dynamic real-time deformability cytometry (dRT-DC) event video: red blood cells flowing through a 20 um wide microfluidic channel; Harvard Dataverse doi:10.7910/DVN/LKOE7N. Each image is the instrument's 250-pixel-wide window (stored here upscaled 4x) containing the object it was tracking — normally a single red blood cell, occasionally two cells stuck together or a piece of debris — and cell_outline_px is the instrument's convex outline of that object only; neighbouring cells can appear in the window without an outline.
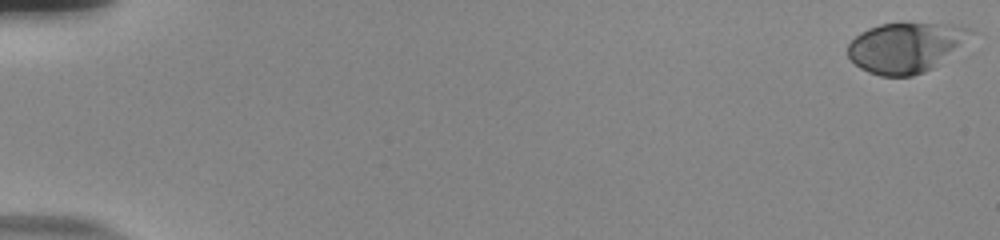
{"species": "human", "species_latin": "Homo sapiens", "temperature_condition": "room temperature", "stored_images_in_passage": 56, "camera_frame_rate_fps": 3000, "um_per_image_px": 0.085, "donor": {"sex": "male"}, "frame": {"image": 1, "passage_image": 1, "time_ms": 0.0, "image_size_px": [1000, 240], "cell_outline_px": [[972, 32], [932, 68], [924, 72], [912, 76], [880, 76], [868, 72], [860, 68], [848, 56], [848, 44], [860, 32], [868, 28], [880, 24], [952, 24], [968, 28]], "centroid_in_image_um": [76.87, 4.04], "position_along_channel_um": 8.1, "area_um2": 34.68}}
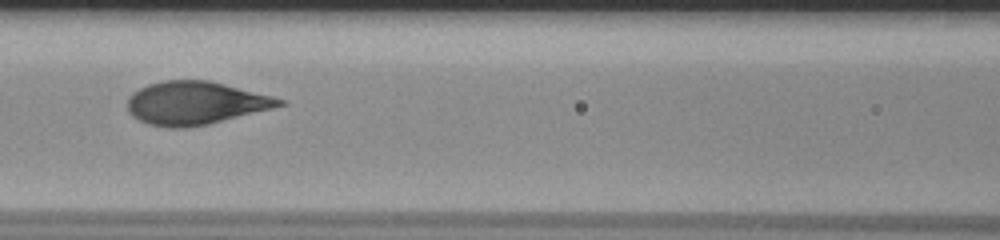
{"frame": {"image": 2, "passage_image": 27, "time_ms": 8.667, "image_size_px": [1000, 240], "cell_outline_px": [[288, 104], [208, 124], [184, 128], [168, 128], [148, 124], [132, 116], [128, 112], [128, 100], [132, 92], [148, 84], [164, 80], [208, 80], [272, 96], [284, 100]], "centroid_in_image_um": [16.58, 8.76], "position_along_channel_um": 150.0, "area_um2": 37.92}}
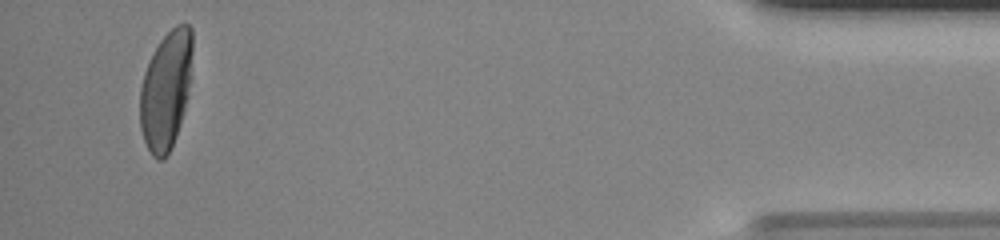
{"frame": {"image": 3, "passage_image": 54, "time_ms": 17.667, "image_size_px": [1000, 240], "cell_outline_px": [[192, 52], [188, 96], [184, 112], [176, 136], [164, 160], [156, 160], [152, 156], [144, 140], [140, 128], [140, 88], [144, 72], [148, 60], [160, 40], [176, 24], [188, 24], [192, 28]], "centroid_in_image_um": [14.1, 7.65], "position_along_channel_um": 421.1, "area_um2": 36.3}, "authors_computed_cell_mechanics": {"area_um2": 36.9342, "velocity_mm_per_s": 3.7359, "shape_relaxation_time_tau1_ms": 3.6611, "shape_relaxation_time_tau2_ms": 8.0432, "deformation_change_tau1": 0.1982, "deformation_change_tau2": null}}